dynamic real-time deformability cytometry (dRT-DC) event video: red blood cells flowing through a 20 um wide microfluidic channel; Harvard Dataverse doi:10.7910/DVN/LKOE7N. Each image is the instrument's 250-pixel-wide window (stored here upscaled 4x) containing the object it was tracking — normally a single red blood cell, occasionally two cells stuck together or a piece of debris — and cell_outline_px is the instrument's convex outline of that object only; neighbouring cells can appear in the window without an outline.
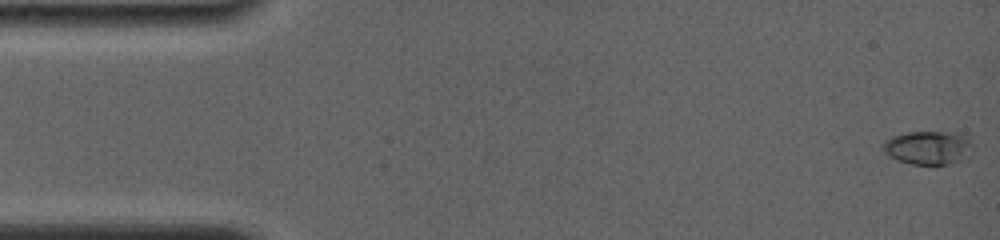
{"species": "common noctule bat (a hibernating species)", "species_latin": "Nyctalus noctula", "temperature_condition": "room temperature", "stored_images_in_passage": 59, "camera_frame_rate_fps": 4000, "um_per_image_px": 0.085, "animal": {"sex": "female", "body_mass_g": 19.0, "forearm_length_mm": 56.7}, "frame": {"image": 1, "passage_image": 1, "time_ms": 0.0, "image_size_px": [1000, 240], "cell_outline_px": [[972, 144], [964, 160], [948, 164], [912, 164], [896, 160], [888, 156], [880, 148], [880, 144], [892, 136], [908, 132], [956, 132], [968, 140]], "centroid_in_image_um": [78.8, 12.56], "position_along_channel_um": 6.2, "area_um2": 17.51}}
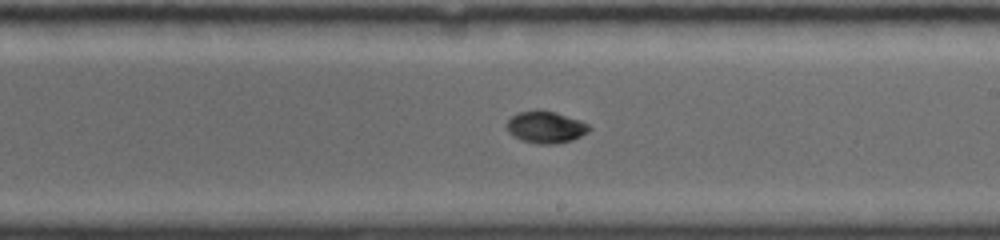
{"frame": {"image": 2, "passage_image": 31, "time_ms": 9.5, "image_size_px": [1000, 240], "cell_outline_px": [[592, 128], [588, 132], [572, 140], [556, 144], [540, 144], [520, 140], [512, 136], [508, 132], [504, 124], [512, 116], [520, 112], [536, 108], [540, 108], [556, 112], [580, 120], [588, 124]], "centroid_in_image_um": [46.35, 10.79], "position_along_channel_um": 242.6, "area_um2": 15.72}}
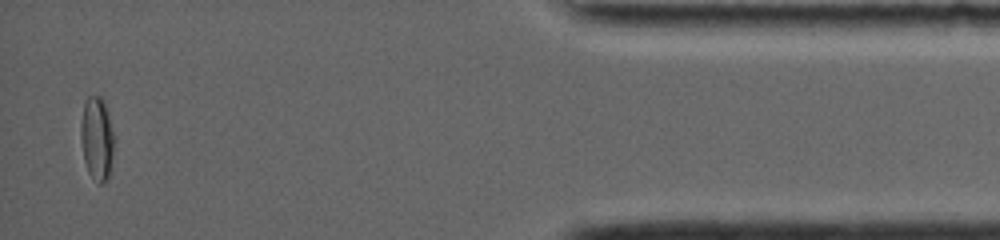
{"frame": {"image": 3, "passage_image": 57, "time_ms": 15.75, "image_size_px": [1000, 240], "cell_outline_px": [[116, 140], [108, 176], [104, 184], [100, 184], [88, 172], [84, 160], [80, 140], [80, 124], [84, 104], [88, 96], [104, 96]], "centroid_in_image_um": [8.25, 11.72], "position_along_channel_um": 426.9, "area_um2": 16.7}, "authors_computed_cell_mechanics": {"area_um2": 15.0858, "velocity_mm_per_s": 3.8421, "shape_relaxation_time_tau1_ms": 5.1751, "shape_relaxation_time_tau2_ms": 11.0536, "deformation_change_tau1": 0.1878, "deformation_change_tau2": 0.0445}}